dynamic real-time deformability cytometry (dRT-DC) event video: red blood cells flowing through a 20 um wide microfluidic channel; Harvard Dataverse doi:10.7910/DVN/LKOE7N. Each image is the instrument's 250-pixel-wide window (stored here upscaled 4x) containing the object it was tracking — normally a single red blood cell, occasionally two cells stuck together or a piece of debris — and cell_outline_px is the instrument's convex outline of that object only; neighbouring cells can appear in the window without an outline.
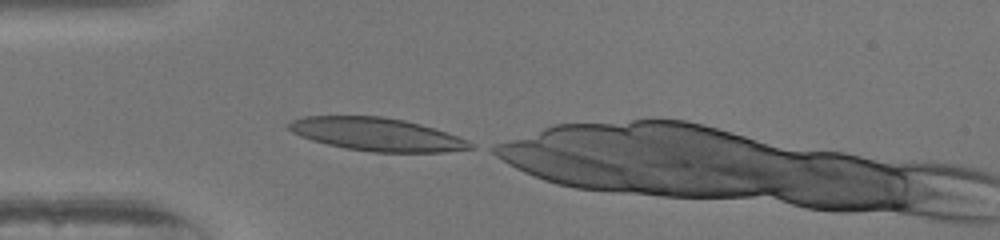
{"species": "human", "species_latin": "Homo sapiens", "temperature_condition": "warm", "stored_images_in_passage": 16, "camera_frame_rate_fps": 3000, "um_per_image_px": 0.085, "donor": {"sex": "female"}, "frame": {"image": 1, "passage_image": 1, "time_ms": 0.0, "image_size_px": [1000, 240], "cell_outline_px": [[476, 148], [444, 152], [372, 152], [344, 148], [312, 140], [300, 136], [292, 132], [288, 128], [288, 124], [292, 120], [304, 116], [380, 116], [404, 120], [420, 124], [468, 140], [476, 144]], "centroid_in_image_um": [32.03, 11.42], "position_along_channel_um": 53.0, "area_um2": 34.85}}
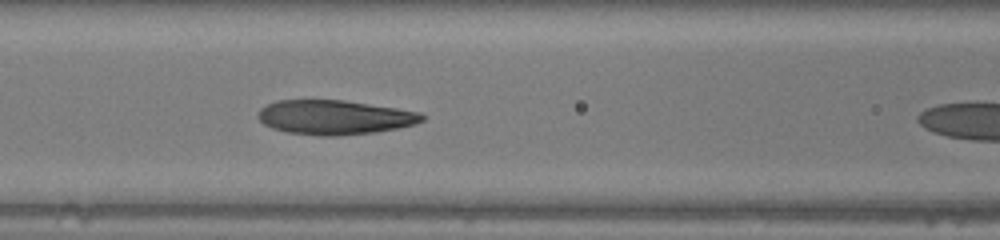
{"frame": {"image": 2, "passage_image": 8, "time_ms": 2.333, "image_size_px": [1000, 240], "cell_outline_px": [[424, 120], [416, 124], [376, 132], [336, 136], [320, 136], [288, 132], [272, 128], [264, 124], [256, 116], [260, 108], [276, 100], [344, 100], [396, 108], [420, 112], [424, 116]], "centroid_in_image_um": [28.42, 9.97], "position_along_channel_um": 138.2, "area_um2": 32.89}}
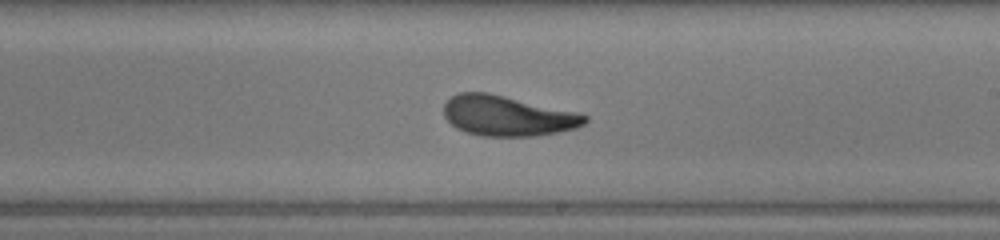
{"frame": {"image": 3, "passage_image": 16, "time_ms": 5.0, "image_size_px": [1000, 240], "cell_outline_px": [[588, 120], [584, 124], [576, 128], [536, 136], [484, 136], [464, 132], [456, 128], [444, 116], [444, 104], [452, 96], [460, 92], [488, 92], [580, 112], [588, 116]], "centroid_in_image_um": [43.16, 9.84], "position_along_channel_um": 245.8, "area_um2": 33.29}}